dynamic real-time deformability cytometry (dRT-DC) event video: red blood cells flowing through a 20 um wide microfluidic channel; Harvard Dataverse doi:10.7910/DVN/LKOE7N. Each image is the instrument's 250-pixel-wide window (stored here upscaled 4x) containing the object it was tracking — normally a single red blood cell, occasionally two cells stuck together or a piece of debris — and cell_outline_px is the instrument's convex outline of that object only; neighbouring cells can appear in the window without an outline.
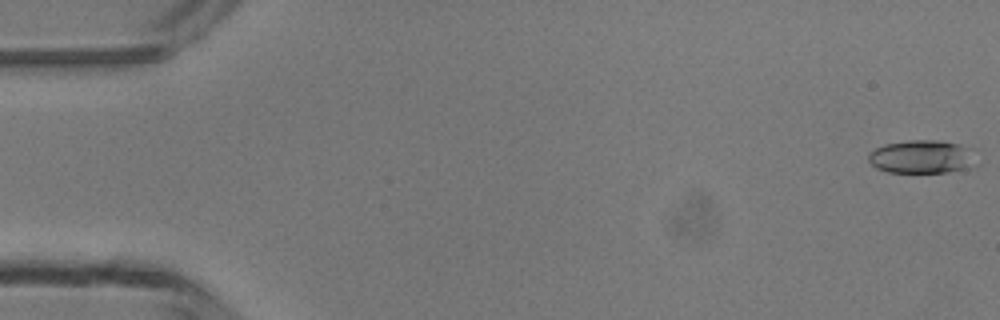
{"species": "common noctule bat (a hibernating species)", "species_latin": "Nyctalus noctula", "temperature_condition": "room temperature", "stored_images_in_passage": 5, "camera_frame_rate_fps": 3000, "um_per_image_px": 0.085, "animal": {"sex": "male", "body_mass_g": 13.3}, "frame": {"image": 1, "passage_image": 1, "time_ms": 0.0, "image_size_px": [1000, 320], "cell_outline_px": [[980, 164], [976, 168], [944, 172], [888, 172], [876, 168], [868, 160], [868, 156], [876, 148], [884, 144], [908, 140], [940, 140], [960, 144], [972, 148]], "centroid_in_image_um": [78.49, 13.33], "position_along_channel_um": 6.5, "area_um2": 21.5}}
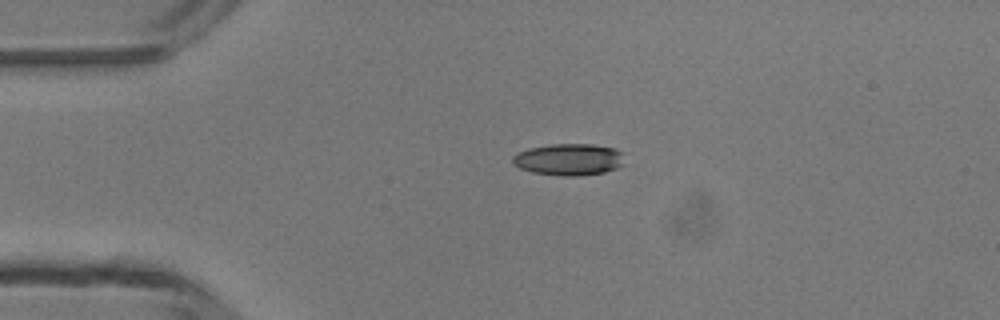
{"frame": {"image": 2, "passage_image": 4, "time_ms": 3.333, "image_size_px": [1000, 320], "cell_outline_px": [[624, 164], [616, 168], [604, 172], [576, 176], [564, 176], [532, 172], [520, 168], [512, 164], [512, 156], [516, 152], [528, 148], [552, 144], [592, 144], [616, 148], [624, 152]], "centroid_in_image_um": [48.36, 13.54], "position_along_channel_um": 36.6, "area_um2": 20.98}}